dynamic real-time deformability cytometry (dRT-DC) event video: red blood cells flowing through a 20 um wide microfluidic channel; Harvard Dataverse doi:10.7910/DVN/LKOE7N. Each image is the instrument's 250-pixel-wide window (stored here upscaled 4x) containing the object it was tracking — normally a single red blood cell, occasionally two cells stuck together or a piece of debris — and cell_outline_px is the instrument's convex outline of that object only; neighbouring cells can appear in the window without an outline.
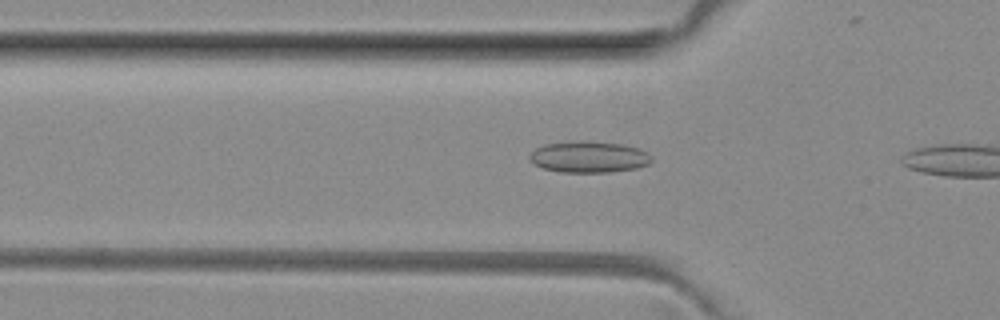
{"species": "common noctule bat (a hibernating species)", "species_latin": "Nyctalus noctula", "temperature_condition": "room temperature", "stored_images_in_passage": 4, "camera_frame_rate_fps": 3000, "um_per_image_px": 0.085, "animal": {"sex": "female", "body_mass_g": 29.2, "forearm_length_mm": 56.3}, "frame": {"image": 1, "passage_image": 3, "time_ms": 0.667, "image_size_px": [1000, 320], "cell_outline_px": [[652, 160], [648, 164], [636, 168], [608, 172], [560, 172], [544, 168], [528, 160], [528, 156], [536, 148], [544, 144], [580, 140], [624, 144], [640, 148], [648, 152], [652, 156]], "centroid_in_image_um": [50.07, 13.32], "position_along_channel_um": 75.7, "area_um2": 22.43}}